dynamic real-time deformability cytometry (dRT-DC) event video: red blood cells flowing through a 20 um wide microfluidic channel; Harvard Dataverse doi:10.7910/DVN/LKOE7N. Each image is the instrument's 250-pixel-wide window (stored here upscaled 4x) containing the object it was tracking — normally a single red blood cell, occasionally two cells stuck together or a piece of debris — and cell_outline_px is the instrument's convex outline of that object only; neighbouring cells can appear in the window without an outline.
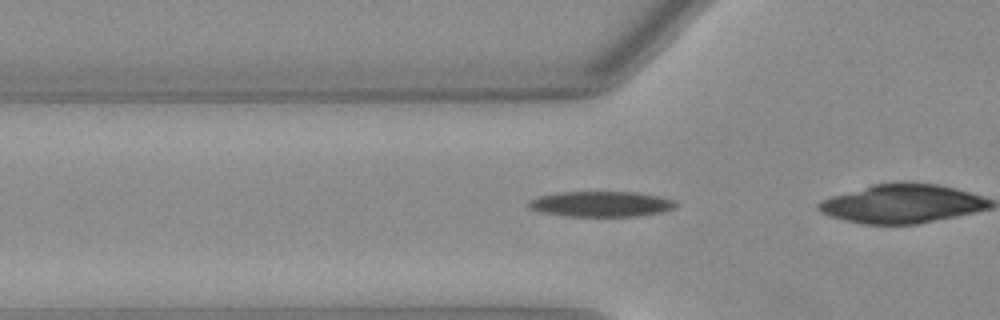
{"species": "Egyptian fruit bat (a non-hibernating species)", "species_latin": "Rousettus aegyptiacus", "temperature_condition": "warm", "stored_images_in_passage": 34, "camera_frame_rate_fps": 3000, "um_per_image_px": 0.085, "animal": {"sex": "female"}, "frame": {"image": 1, "passage_image": 5, "time_ms": 1.333, "image_size_px": [1000, 320], "cell_outline_px": [[676, 204], [672, 208], [660, 212], [636, 216], [564, 216], [540, 212], [532, 208], [528, 204], [528, 200], [536, 196], [556, 192], [636, 192], [656, 196], [672, 200]], "centroid_in_image_um": [50.99, 17.33], "position_along_channel_um": 74.8, "area_um2": 21.62}}
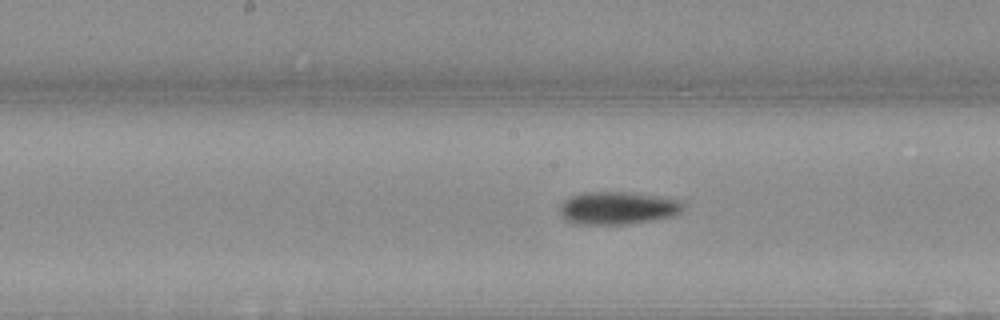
{"frame": {"image": 2, "passage_image": 14, "time_ms": 4.333, "image_size_px": [1000, 320], "cell_outline_px": [[684, 208], [680, 212], [672, 216], [648, 220], [620, 224], [580, 224], [568, 220], [560, 212], [560, 208], [564, 200], [580, 192], [628, 192], [668, 196], [680, 200], [684, 204]], "centroid_in_image_um": [52.56, 17.65], "position_along_channel_um": 195.6, "area_um2": 23.41}}
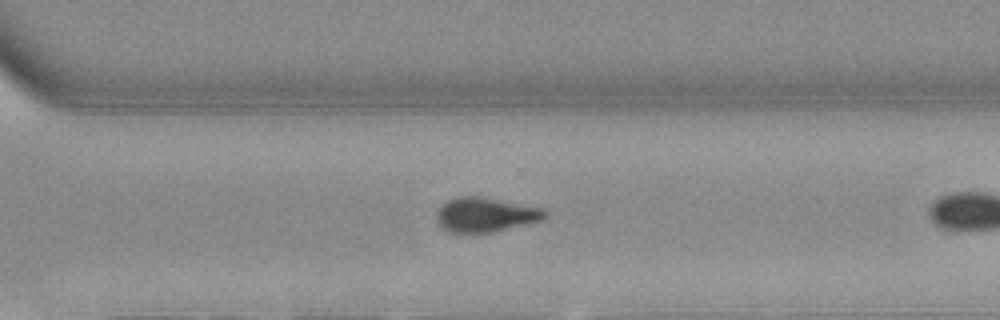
{"frame": {"image": 3, "passage_image": 24, "time_ms": 7.667, "image_size_px": [1000, 320], "cell_outline_px": [[548, 216], [544, 220], [492, 232], [452, 232], [444, 228], [436, 220], [436, 216], [440, 208], [448, 200], [460, 196], [476, 196], [544, 208], [548, 212]], "centroid_in_image_um": [41.33, 18.25], "position_along_channel_um": 329.3, "area_um2": 21.44}, "authors_computed_cell_mechanics": {"area_um2": 21.5305, "velocity_mm_per_s": 4.0094, "shape_relaxation_time_tau1_ms": 3.1902, "shape_relaxation_time_tau2_ms": 3.7553, "deformation_change_tau1": 0.1802, "deformation_change_tau2": 0.109}}